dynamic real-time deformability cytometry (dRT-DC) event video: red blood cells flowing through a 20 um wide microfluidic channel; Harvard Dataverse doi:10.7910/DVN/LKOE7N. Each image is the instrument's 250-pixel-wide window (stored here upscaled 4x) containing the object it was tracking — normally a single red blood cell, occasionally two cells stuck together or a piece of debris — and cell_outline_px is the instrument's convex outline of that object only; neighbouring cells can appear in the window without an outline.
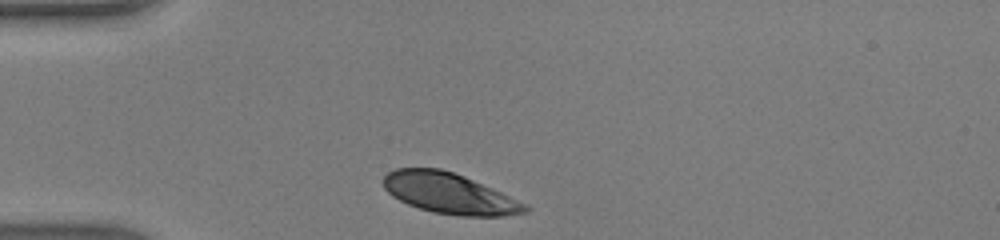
{"species": "human", "species_latin": "Homo sapiens", "temperature_condition": "warm", "stored_images_in_passage": 27, "camera_frame_rate_fps": 3000, "um_per_image_px": 0.085, "donor": {"sex": "male"}, "frame": {"image": 1, "passage_image": 1, "time_ms": 0.0, "image_size_px": [1000, 240], "cell_outline_px": [[532, 208], [528, 212], [504, 216], [460, 216], [432, 212], [408, 204], [392, 196], [384, 188], [380, 180], [388, 172], [396, 168], [440, 168], [464, 176], [492, 188], [528, 204]], "centroid_in_image_um": [38.2, 16.44], "position_along_channel_um": 46.8, "area_um2": 33.76}}
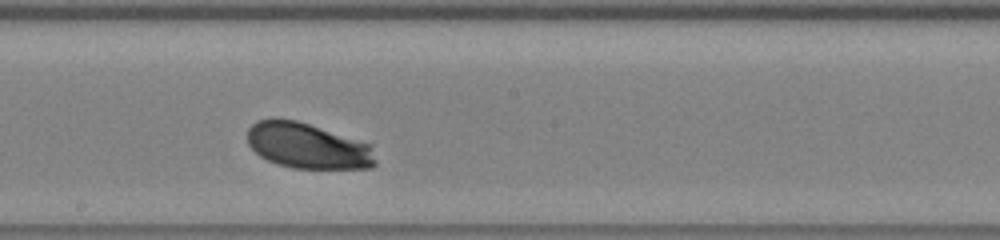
{"frame": {"image": 2, "passage_image": 15, "time_ms": 4.667, "image_size_px": [1000, 240], "cell_outline_px": [[376, 164], [372, 168], [292, 168], [276, 164], [260, 156], [248, 144], [248, 128], [256, 120], [272, 116], [276, 116], [296, 120], [372, 144], [376, 160]], "centroid_in_image_um": [26.13, 12.37], "position_along_channel_um": 222.1, "area_um2": 34.51}}
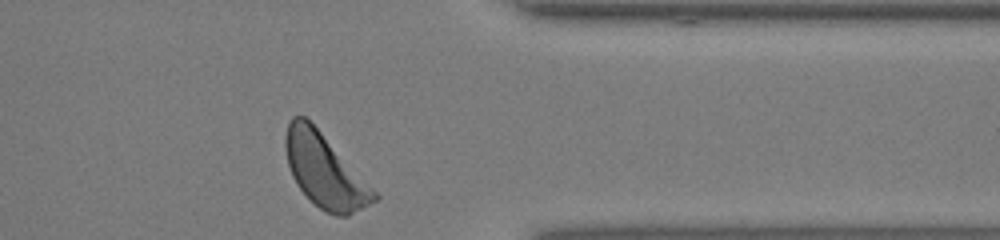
{"frame": {"image": 3, "passage_image": 27, "time_ms": 8.667, "image_size_px": [1000, 240], "cell_outline_px": [[380, 196], [376, 200], [348, 216], [336, 216], [324, 212], [296, 184], [292, 176], [288, 164], [284, 148], [284, 136], [288, 124], [292, 116], [304, 116], [320, 132]], "centroid_in_image_um": [27.57, 14.53], "position_along_channel_um": 383.8, "area_um2": 37.05}, "authors_computed_cell_mechanics": {"area_um2": 35.0268, "velocity_mm_per_s": 4.2725, "shape_relaxation_time_tau1_ms": 1.1621, "shape_relaxation_time_tau2_ms": null, "deformation_change_tau1": 0.1076, "deformation_change_tau2": null}}